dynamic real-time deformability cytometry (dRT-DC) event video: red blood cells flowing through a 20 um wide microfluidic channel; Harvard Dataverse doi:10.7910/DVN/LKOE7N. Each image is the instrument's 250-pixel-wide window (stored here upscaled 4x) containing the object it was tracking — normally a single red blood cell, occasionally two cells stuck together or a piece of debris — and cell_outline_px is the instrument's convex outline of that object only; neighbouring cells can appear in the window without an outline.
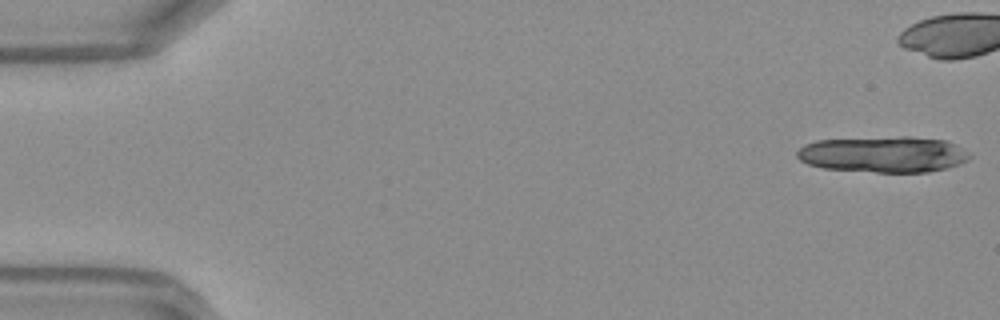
{"species": "Egyptian fruit bat (a non-hibernating species)", "species_latin": "Rousettus aegyptiacus", "temperature_condition": "warm", "stored_images_in_passage": 19, "camera_frame_rate_fps": 3000, "um_per_image_px": 0.085, "frame": {"image": 1, "passage_image": 1, "time_ms": 0.0, "image_size_px": [1000, 320], "cell_outline_px": [[972, 156], [968, 160], [960, 164], [948, 168], [928, 172], [876, 172], [824, 168], [808, 164], [800, 160], [796, 156], [796, 152], [804, 144], [816, 140], [900, 136], [908, 136], [948, 140], [956, 144]], "centroid_in_image_um": [75.11, 13.11], "position_along_channel_um": 9.9, "area_um2": 36.59}}